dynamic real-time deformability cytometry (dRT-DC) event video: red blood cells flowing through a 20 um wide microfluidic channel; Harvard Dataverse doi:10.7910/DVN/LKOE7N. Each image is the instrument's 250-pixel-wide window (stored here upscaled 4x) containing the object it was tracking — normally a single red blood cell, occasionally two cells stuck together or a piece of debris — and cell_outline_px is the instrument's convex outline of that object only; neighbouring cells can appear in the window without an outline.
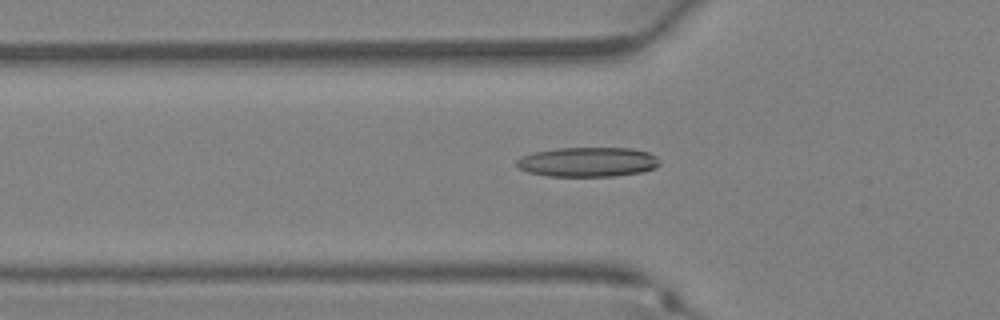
{"species": "Egyptian fruit bat (a non-hibernating species)", "species_latin": "Rousettus aegyptiacus", "temperature_condition": "warm", "stored_images_in_passage": 29, "camera_frame_rate_fps": 3000, "um_per_image_px": 0.085, "animal": {"sex": "female"}, "frame": {"image": 1, "passage_image": 5, "time_ms": 1.333, "image_size_px": [1000, 320], "cell_outline_px": [[660, 164], [656, 168], [640, 172], [612, 176], [548, 176], [528, 172], [520, 168], [516, 164], [516, 160], [520, 156], [532, 152], [556, 148], [632, 148], [648, 152], [656, 156], [660, 160]], "centroid_in_image_um": [49.95, 13.76], "position_along_channel_um": 75.8, "area_um2": 24.8}}
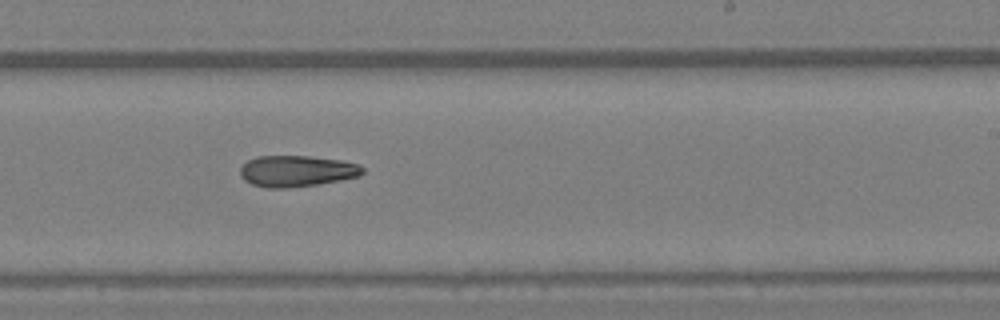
{"frame": {"image": 2, "passage_image": 15, "time_ms": 4.667, "image_size_px": [1000, 320], "cell_outline_px": [[364, 172], [360, 176], [340, 180], [316, 184], [288, 188], [268, 188], [252, 184], [244, 180], [240, 176], [240, 168], [248, 160], [256, 156], [308, 156], [340, 160], [360, 164], [364, 168]], "centroid_in_image_um": [25.22, 14.54], "position_along_channel_um": 263.8, "area_um2": 22.31}}
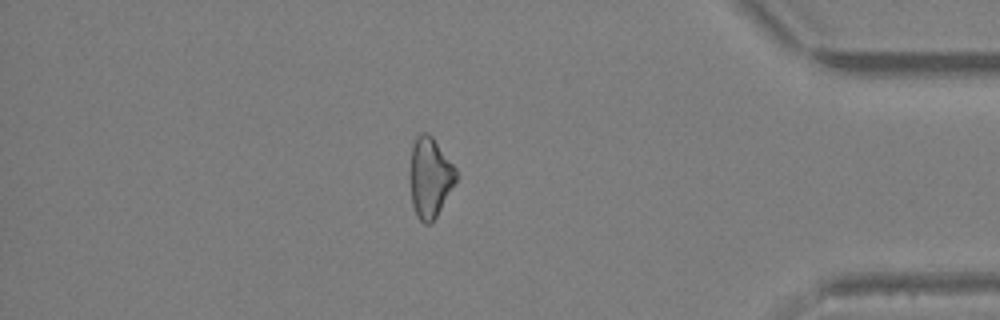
{"frame": {"image": 3, "passage_image": 24, "time_ms": 7.667, "image_size_px": [1000, 320], "cell_outline_px": [[456, 180], [432, 224], [424, 224], [416, 216], [412, 204], [408, 176], [412, 148], [416, 136], [420, 132], [428, 132], [432, 136], [456, 168]], "centroid_in_image_um": [36.5, 15.08], "position_along_channel_um": 398.7, "area_um2": 21.73}}